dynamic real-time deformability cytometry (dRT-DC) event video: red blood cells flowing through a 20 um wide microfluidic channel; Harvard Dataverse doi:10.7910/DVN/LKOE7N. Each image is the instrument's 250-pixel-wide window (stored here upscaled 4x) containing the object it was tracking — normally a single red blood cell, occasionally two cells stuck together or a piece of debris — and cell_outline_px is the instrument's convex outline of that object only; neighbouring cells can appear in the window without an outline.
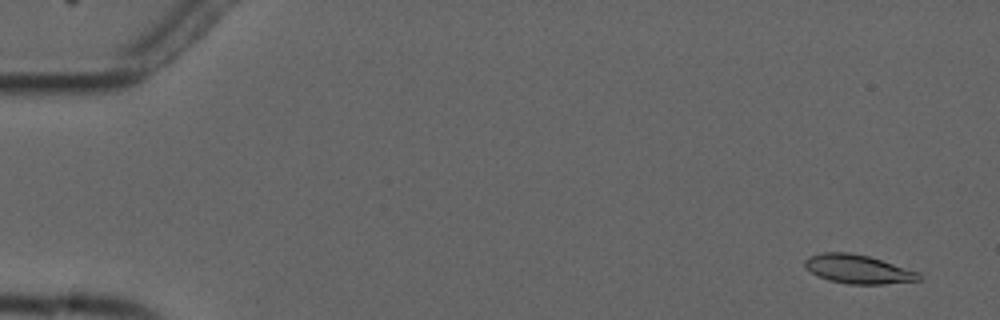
{"species": "common noctule bat (a hibernating species)", "species_latin": "Nyctalus noctula", "temperature_condition": "cold", "stored_images_in_passage": 6, "camera_frame_rate_fps": 3000, "um_per_image_px": 0.085, "animal": {"sex": "male", "forearm_length_mm": 52.5}, "frame": {"image": 1, "passage_image": 1, "time_ms": 0.0, "image_size_px": [1000, 320], "cell_outline_px": [[920, 280], [884, 284], [848, 284], [828, 280], [804, 268], [804, 260], [808, 256], [824, 252], [848, 252], [868, 256], [920, 272]], "centroid_in_image_um": [72.91, 22.87], "position_along_channel_um": 12.1, "area_um2": 19.07}}
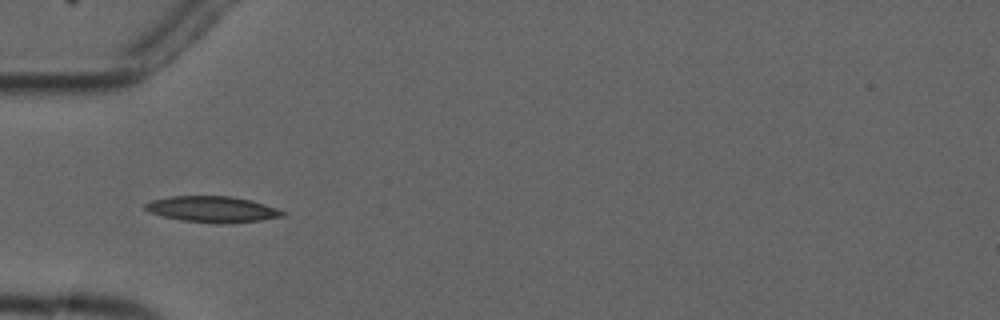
{"frame": {"image": 2, "passage_image": 5, "time_ms": 5.0, "image_size_px": [1000, 320], "cell_outline_px": [[288, 212], [284, 216], [260, 220], [180, 220], [148, 212], [144, 208], [144, 204], [152, 200], [168, 196], [232, 196], [252, 200]], "centroid_in_image_um": [18.01, 17.72], "position_along_channel_um": 67.0, "area_um2": 19.77}}